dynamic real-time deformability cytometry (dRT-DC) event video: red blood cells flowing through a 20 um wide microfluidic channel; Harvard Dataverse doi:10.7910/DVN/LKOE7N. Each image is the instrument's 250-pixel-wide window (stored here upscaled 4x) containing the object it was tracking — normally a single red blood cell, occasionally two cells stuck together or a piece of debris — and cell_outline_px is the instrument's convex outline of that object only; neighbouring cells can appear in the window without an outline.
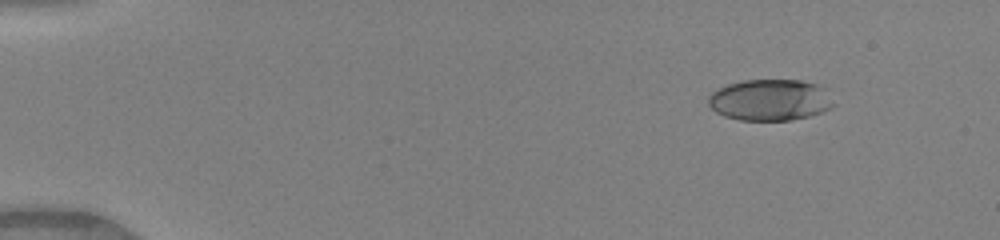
{"species": "human", "species_latin": "Homo sapiens", "temperature_condition": "warm", "stored_images_in_passage": 33, "camera_frame_rate_fps": 3000, "um_per_image_px": 0.085, "donor": {"sex": "female"}, "frame": {"image": 1, "passage_image": 3, "time_ms": 0.667, "image_size_px": [1000, 240], "cell_outline_px": [[836, 104], [832, 108], [808, 116], [788, 120], [740, 120], [724, 116], [716, 112], [708, 104], [708, 96], [712, 92], [728, 84], [744, 80], [800, 80], [816, 84], [828, 88]], "centroid_in_image_um": [65.51, 8.49], "position_along_channel_um": 19.5, "area_um2": 30.4}}
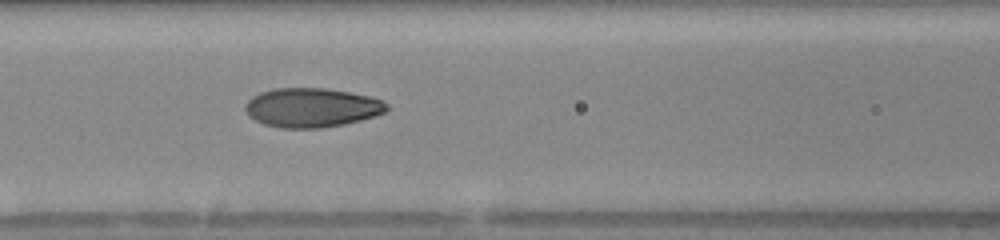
{"frame": {"image": 2, "passage_image": 17, "time_ms": 5.333, "image_size_px": [1000, 240], "cell_outline_px": [[388, 108], [384, 112], [376, 116], [344, 124], [320, 128], [280, 128], [264, 124], [248, 116], [244, 108], [244, 104], [252, 96], [260, 92], [272, 88], [324, 88], [372, 96], [384, 100], [388, 104]], "centroid_in_image_um": [26.49, 9.14], "position_along_channel_um": 140.1, "area_um2": 32.6}}
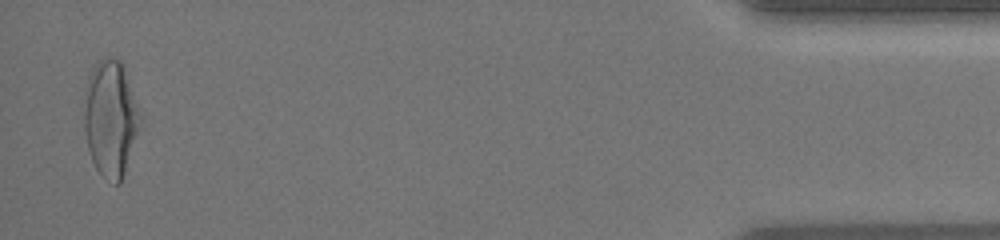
{"frame": {"image": 3, "passage_image": 33, "time_ms": 10.667, "image_size_px": [1000, 240], "cell_outline_px": [[140, 120], [124, 172], [120, 184], [116, 184], [104, 176], [96, 168], [92, 160], [88, 148], [84, 128], [84, 88], [92, 68], [96, 64], [108, 56], [112, 56], [120, 60], [124, 64]], "centroid_in_image_um": [9.34, 10.0], "position_along_channel_um": 425.9, "area_um2": 37.05}, "authors_computed_cell_mechanics": {"area_um2": 31.7322, "velocity_mm_per_s": 4.1931, "shape_relaxation_time_tau1_ms": 5.6055, "shape_relaxation_time_tau2_ms": 0.8818, "deformation_change_tau1": 0.2717, "deformation_change_tau2": 0.0676}}